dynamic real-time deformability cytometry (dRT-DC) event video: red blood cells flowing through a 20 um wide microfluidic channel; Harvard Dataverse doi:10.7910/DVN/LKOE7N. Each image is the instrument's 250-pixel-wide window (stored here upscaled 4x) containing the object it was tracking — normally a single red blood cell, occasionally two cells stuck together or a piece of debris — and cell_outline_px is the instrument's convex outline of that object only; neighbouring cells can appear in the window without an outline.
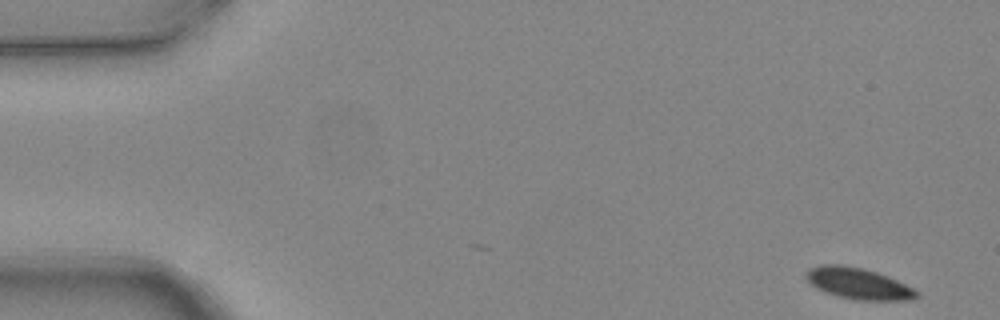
{"species": "common noctule bat (a hibernating species)", "species_latin": "Nyctalus noctula", "temperature_condition": "warm", "stored_images_in_passage": 8, "camera_frame_rate_fps": 3000, "um_per_image_px": 0.085, "animal": {"sex": "female", "body_mass_g": 24.6, "forearm_length_mm": 56.2}, "frame": {"image": 1, "passage_image": 1, "time_ms": 0.0, "image_size_px": [1000, 320], "cell_outline_px": [[920, 296], [912, 300], [856, 300], [836, 296], [824, 292], [816, 288], [804, 276], [804, 272], [808, 268], [820, 264], [840, 264], [864, 268], [888, 276], [920, 292]], "centroid_in_image_um": [72.92, 24.09], "position_along_channel_um": 12.1, "area_um2": 20.4}}
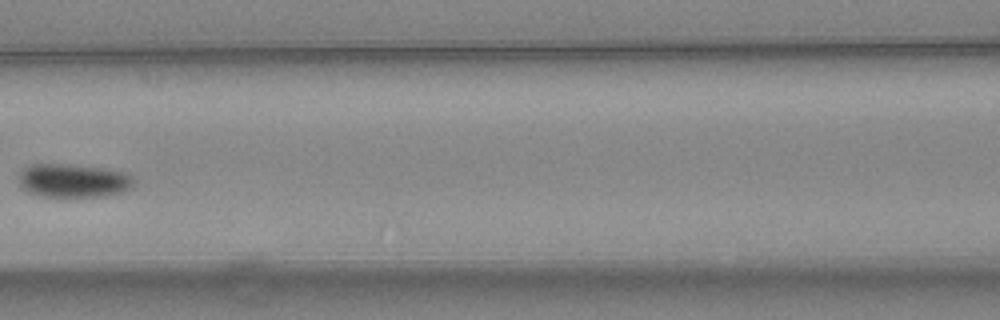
{"frame": {"image": 2, "passage_image": 7, "time_ms": 2.0, "image_size_px": [1000, 320], "cell_outline_px": [[132, 188], [120, 192], [104, 196], [64, 200], [40, 196], [28, 192], [20, 184], [20, 172], [24, 168], [32, 164], [68, 164], [104, 168], [124, 172], [132, 176]], "centroid_in_image_um": [6.21, 15.4], "position_along_channel_um": 160.4, "area_um2": 23.18}}
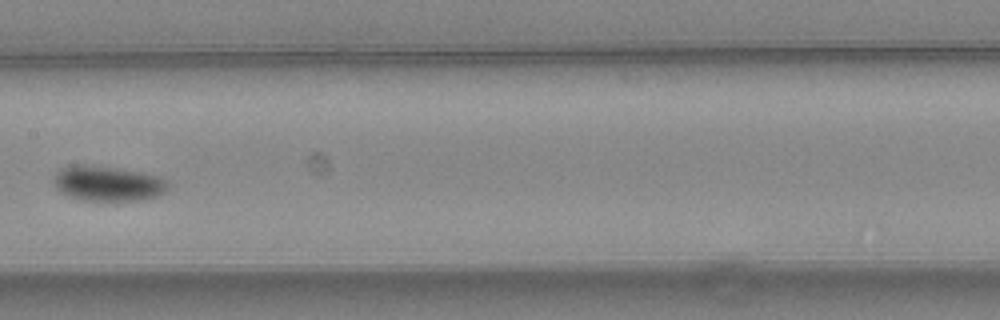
{"frame": {"image": 3, "passage_image": 8, "time_ms": 2.333, "image_size_px": [1000, 320], "cell_outline_px": [[168, 188], [164, 192], [156, 196], [144, 200], [84, 200], [68, 196], [60, 192], [56, 188], [52, 180], [52, 176], [60, 168], [72, 164], [84, 164], [116, 168], [140, 172], [156, 176], [164, 180], [168, 184]], "centroid_in_image_um": [9.08, 15.59], "position_along_channel_um": 198.3, "area_um2": 23.41}}